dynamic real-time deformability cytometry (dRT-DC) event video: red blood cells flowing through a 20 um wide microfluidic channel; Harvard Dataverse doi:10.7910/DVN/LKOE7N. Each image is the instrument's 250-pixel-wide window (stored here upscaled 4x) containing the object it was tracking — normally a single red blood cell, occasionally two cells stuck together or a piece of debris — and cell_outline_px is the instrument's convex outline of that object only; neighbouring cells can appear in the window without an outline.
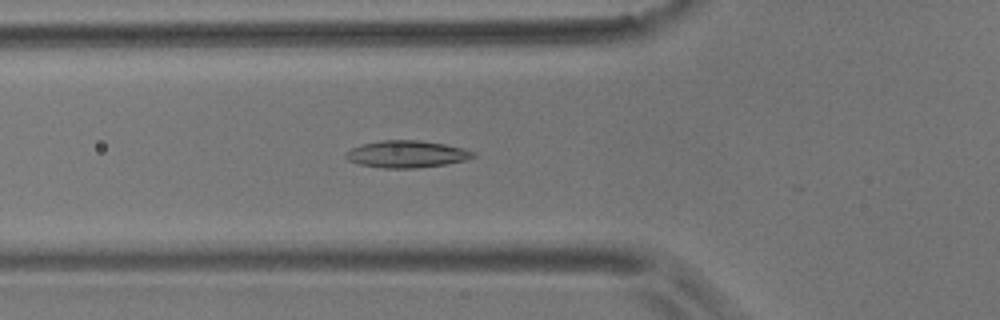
{"species": "common noctule bat (a hibernating species)", "species_latin": "Nyctalus noctula", "temperature_condition": "room temperature", "stored_images_in_passage": 14, "camera_frame_rate_fps": 3000, "um_per_image_px": 0.085, "animal": {"sex": "male", "body_mass_g": 17.9}, "frame": {"image": 1, "passage_image": 10, "time_ms": 3.0, "image_size_px": [1000, 320], "cell_outline_px": [[476, 156], [468, 160], [448, 164], [416, 168], [384, 168], [360, 164], [348, 160], [344, 156], [352, 148], [360, 144], [380, 140], [420, 140], [444, 144], [464, 148], [476, 152]], "centroid_in_image_um": [34.62, 13.1], "position_along_channel_um": 91.2, "area_um2": 20.23}}
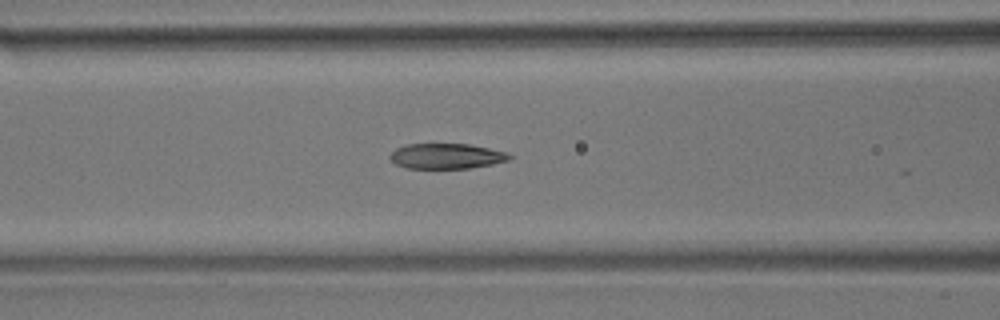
{"frame": {"image": 2, "passage_image": 13, "time_ms": 4.0, "image_size_px": [1000, 320], "cell_outline_px": [[512, 160], [492, 164], [468, 168], [408, 168], [396, 164], [388, 156], [396, 148], [408, 144], [468, 144], [508, 152], [512, 156]], "centroid_in_image_um": [37.98, 13.27], "position_along_channel_um": 128.6, "area_um2": 17.57}}